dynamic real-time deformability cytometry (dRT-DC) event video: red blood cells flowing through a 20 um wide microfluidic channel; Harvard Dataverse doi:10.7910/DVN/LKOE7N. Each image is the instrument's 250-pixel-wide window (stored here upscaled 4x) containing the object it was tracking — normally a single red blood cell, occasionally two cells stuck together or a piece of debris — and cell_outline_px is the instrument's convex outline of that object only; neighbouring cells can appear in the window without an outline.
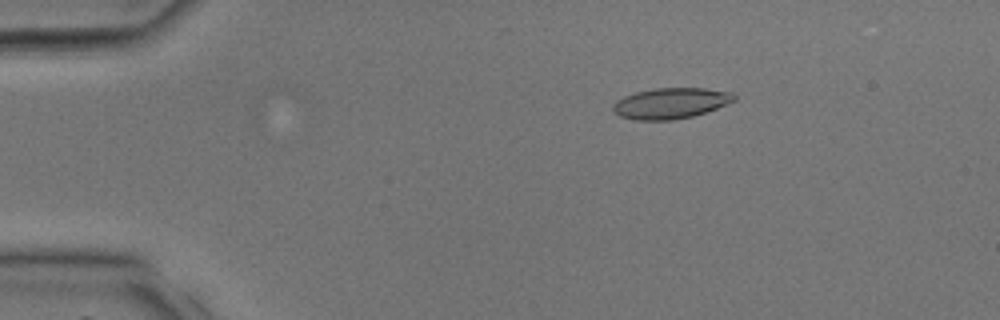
{"species": "common noctule bat (a hibernating species)", "species_latin": "Nyctalus noctula", "temperature_condition": "room temperature", "stored_images_in_passage": 36, "camera_frame_rate_fps": 3000, "um_per_image_px": 0.085, "animal": {"sex": "male", "body_mass_g": 17.9, "forearm_length_mm": 54.2}, "frame": {"image": 1, "passage_image": 7, "time_ms": 2.0, "image_size_px": [1000, 320], "cell_outline_px": [[736, 100], [716, 108], [692, 116], [672, 120], [636, 120], [620, 116], [612, 112], [612, 104], [616, 100], [624, 96], [636, 92], [656, 88], [704, 88], [732, 92], [736, 96]], "centroid_in_image_um": [56.98, 8.77], "position_along_channel_um": 28.0, "area_um2": 21.73}}
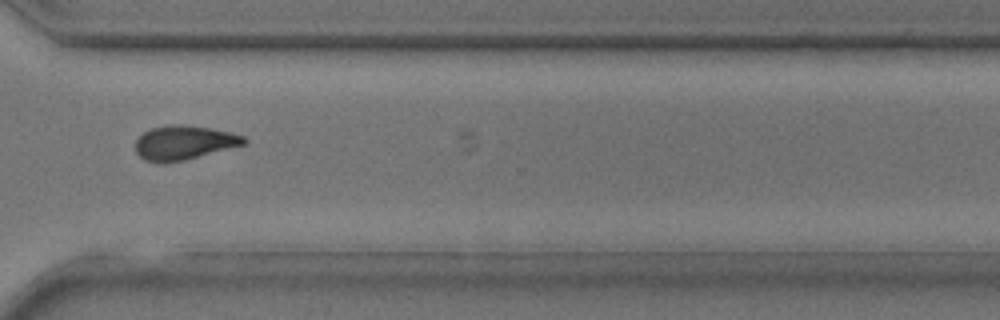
{"frame": {"image": 2, "passage_image": 29, "time_ms": 9.333, "image_size_px": [1000, 320], "cell_outline_px": [[248, 140], [244, 144], [184, 160], [160, 164], [144, 160], [136, 152], [136, 140], [144, 132], [152, 128], [172, 124], [180, 124], [208, 128], [232, 132], [244, 136]], "centroid_in_image_um": [15.62, 12.13], "position_along_channel_um": 355.0, "area_um2": 21.44}}
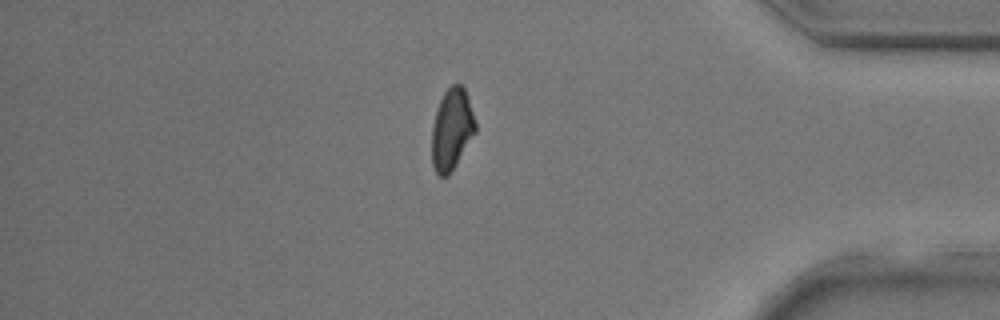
{"frame": {"image": 3, "passage_image": 33, "time_ms": 10.667, "image_size_px": [1000, 320], "cell_outline_px": [[476, 132], [456, 164], [448, 176], [440, 176], [436, 172], [432, 164], [432, 124], [440, 100], [444, 92], [456, 80], [464, 88], [476, 124]], "centroid_in_image_um": [38.39, 10.98], "position_along_channel_um": 396.8, "area_um2": 20.52}}